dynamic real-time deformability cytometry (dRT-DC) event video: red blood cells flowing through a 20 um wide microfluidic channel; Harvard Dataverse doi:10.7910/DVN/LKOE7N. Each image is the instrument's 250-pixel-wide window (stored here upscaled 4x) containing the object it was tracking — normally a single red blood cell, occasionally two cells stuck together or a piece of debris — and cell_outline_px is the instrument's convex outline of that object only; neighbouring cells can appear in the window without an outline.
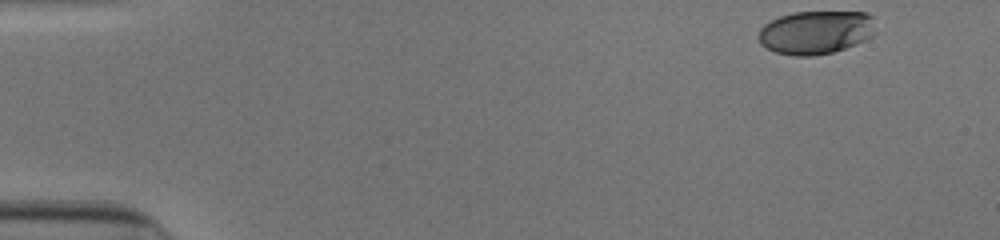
{"species": "human", "species_latin": "Homo sapiens", "temperature_condition": "cold", "stored_images_in_passage": 40, "camera_frame_rate_fps": 3000, "um_per_image_px": 0.085, "donor": {"sex": "male"}, "frame": {"image": 1, "passage_image": 1, "time_ms": 0.0, "image_size_px": [1000, 240], "cell_outline_px": [[872, 36], [856, 44], [832, 52], [812, 56], [792, 56], [776, 52], [760, 44], [756, 36], [760, 28], [764, 24], [780, 16], [792, 12], [868, 12], [872, 16]], "centroid_in_image_um": [69.28, 2.75], "position_along_channel_um": 15.7, "area_um2": 29.59}}
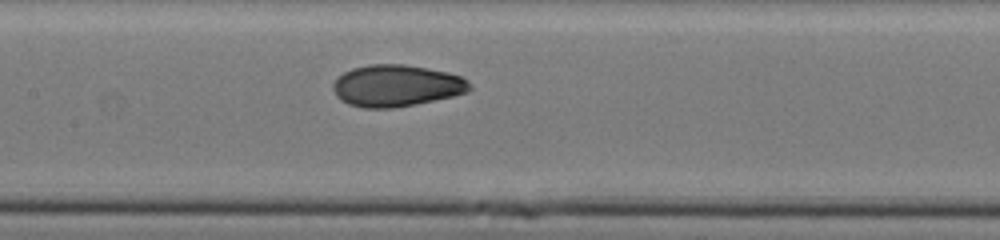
{"frame": {"image": 2, "passage_image": 23, "time_ms": 7.333, "image_size_px": [1000, 240], "cell_outline_px": [[472, 88], [468, 92], [452, 96], [392, 108], [364, 108], [348, 104], [340, 100], [336, 96], [332, 88], [332, 84], [344, 72], [352, 68], [368, 64], [404, 64], [428, 68], [448, 72], [460, 76], [468, 80]], "centroid_in_image_um": [33.68, 7.27], "position_along_channel_um": 173.7, "area_um2": 33.18}}
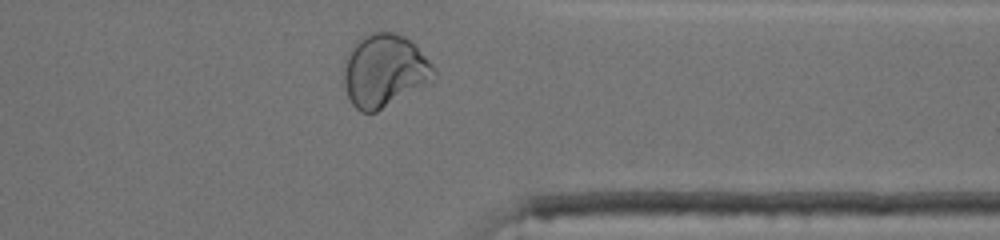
{"frame": {"image": 3, "passage_image": 39, "time_ms": 12.667, "image_size_px": [1000, 240], "cell_outline_px": [[436, 80], [376, 112], [360, 112], [352, 104], [348, 96], [344, 84], [344, 68], [348, 52], [356, 40], [360, 36], [372, 32], [396, 32], [404, 36], [416, 44], [436, 68]], "centroid_in_image_um": [32.71, 5.99], "position_along_channel_um": 378.7, "area_um2": 38.78}, "authors_computed_cell_mechanics": {"area_um2": 32.657, "velocity_mm_per_s": 3.9279, "shape_relaxation_time_tau1_ms": 6.668, "shape_relaxation_time_tau2_ms": 0.9228, "deformation_change_tau1": 0.213, "deformation_change_tau2": 0.0419}}